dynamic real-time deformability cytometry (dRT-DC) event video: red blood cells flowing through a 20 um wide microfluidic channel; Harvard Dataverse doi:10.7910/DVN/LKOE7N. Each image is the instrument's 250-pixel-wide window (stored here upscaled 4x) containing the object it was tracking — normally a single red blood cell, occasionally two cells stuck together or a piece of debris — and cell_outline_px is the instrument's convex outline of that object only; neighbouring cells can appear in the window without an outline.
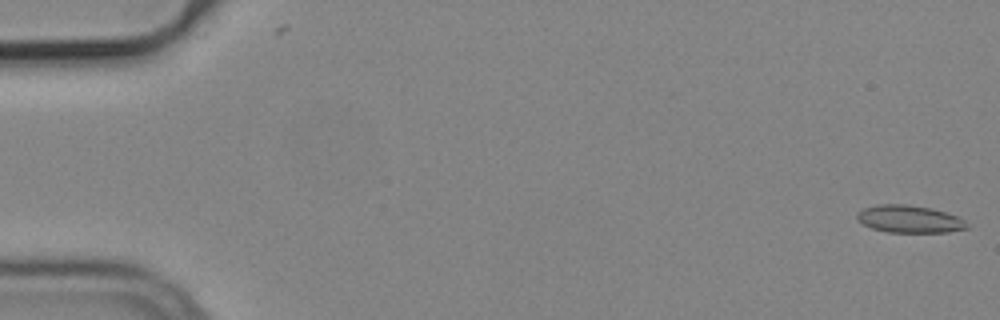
{"species": "common noctule bat (a hibernating species)", "species_latin": "Nyctalus noctula", "temperature_condition": "cold", "stored_images_in_passage": 54, "camera_frame_rate_fps": 3000, "um_per_image_px": 0.085, "animal": {"sex": "male", "body_mass_g": 19.2, "forearm_length_mm": 51.8}, "frame": {"image": 1, "passage_image": 1, "time_ms": 0.0, "image_size_px": [1000, 320], "cell_outline_px": [[968, 228], [948, 232], [888, 232], [872, 228], [856, 220], [856, 212], [864, 208], [876, 204], [908, 204], [932, 208], [956, 216], [964, 220], [968, 224]], "centroid_in_image_um": [77.26, 18.61], "position_along_channel_um": 7.7, "area_um2": 17.63}}
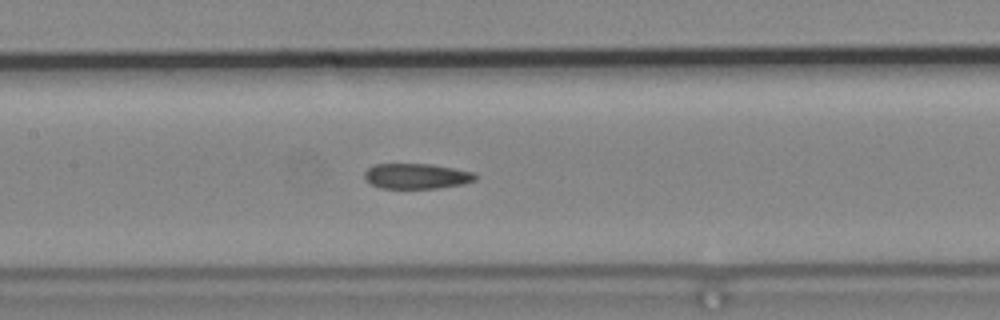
{"frame": {"image": 2, "passage_image": 26, "time_ms": 8.333, "image_size_px": [1000, 320], "cell_outline_px": [[476, 180], [460, 184], [436, 188], [380, 188], [372, 184], [364, 176], [364, 172], [368, 168], [376, 164], [432, 164], [472, 172], [476, 176]], "centroid_in_image_um": [35.38, 14.96], "position_along_channel_um": 172.0, "area_um2": 16.07}}
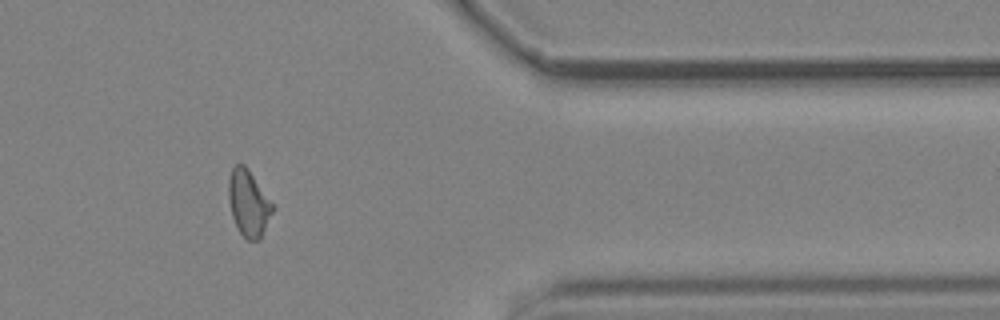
{"frame": {"image": 3, "passage_image": 45, "time_ms": 14.667, "image_size_px": [1000, 320], "cell_outline_px": [[272, 212], [260, 240], [248, 240], [240, 232], [232, 216], [228, 196], [228, 180], [232, 168], [236, 164], [244, 164], [248, 168], [272, 204]], "centroid_in_image_um": [21.09, 17.26], "position_along_channel_um": 390.3, "area_um2": 16.59}, "authors_computed_cell_mechanics": {"area_um2": 17.1955, "velocity_mm_per_s": 3.7811, "shape_relaxation_time_tau1_ms": null, "shape_relaxation_time_tau2_ms": 4.927, "deformation_change_tau1": null, "deformation_change_tau2": 0.1164}}